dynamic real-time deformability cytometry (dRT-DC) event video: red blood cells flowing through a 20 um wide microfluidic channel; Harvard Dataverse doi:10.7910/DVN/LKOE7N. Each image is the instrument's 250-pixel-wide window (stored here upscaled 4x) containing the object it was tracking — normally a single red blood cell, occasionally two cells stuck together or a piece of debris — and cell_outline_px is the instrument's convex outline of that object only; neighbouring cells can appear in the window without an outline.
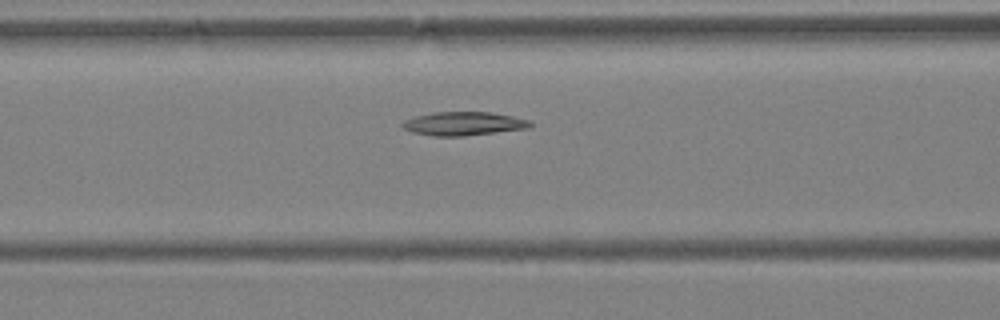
{"species": "Egyptian fruit bat (a non-hibernating species)", "species_latin": "Rousettus aegyptiacus", "temperature_condition": "warm", "stored_images_in_passage": 5, "camera_frame_rate_fps": 3000, "um_per_image_px": 0.085, "animal": {"sex": "female"}, "frame": {"image": 1, "passage_image": 5, "time_ms": 1.333, "image_size_px": [1000, 320], "cell_outline_px": [[532, 124], [528, 128], [464, 136], [432, 136], [412, 132], [404, 128], [400, 124], [404, 120], [412, 116], [432, 112], [488, 112], [512, 116], [532, 120]], "centroid_in_image_um": [39.36, 10.5], "position_along_channel_um": 127.2, "area_um2": 17.69}}